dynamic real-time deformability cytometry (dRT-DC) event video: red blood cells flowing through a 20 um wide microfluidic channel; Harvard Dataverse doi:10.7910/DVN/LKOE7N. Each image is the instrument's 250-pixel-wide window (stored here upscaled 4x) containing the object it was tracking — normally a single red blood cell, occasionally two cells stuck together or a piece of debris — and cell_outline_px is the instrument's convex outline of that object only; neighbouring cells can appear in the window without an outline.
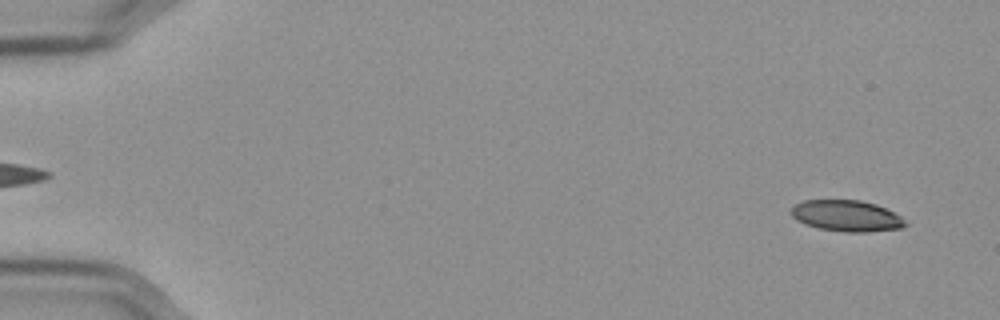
{"species": "Egyptian fruit bat (a non-hibernating species)", "species_latin": "Rousettus aegyptiacus", "temperature_condition": "cold", "stored_images_in_passage": 12, "camera_frame_rate_fps": 3000, "um_per_image_px": 0.085, "frame": {"image": 1, "passage_image": 3, "time_ms": 0.667, "image_size_px": [1000, 320], "cell_outline_px": [[908, 224], [900, 228], [864, 232], [844, 232], [820, 228], [804, 224], [796, 220], [788, 212], [796, 204], [804, 200], [860, 200], [876, 204], [900, 216]], "centroid_in_image_um": [71.92, 18.34], "position_along_channel_um": 13.1, "area_um2": 20.63}}